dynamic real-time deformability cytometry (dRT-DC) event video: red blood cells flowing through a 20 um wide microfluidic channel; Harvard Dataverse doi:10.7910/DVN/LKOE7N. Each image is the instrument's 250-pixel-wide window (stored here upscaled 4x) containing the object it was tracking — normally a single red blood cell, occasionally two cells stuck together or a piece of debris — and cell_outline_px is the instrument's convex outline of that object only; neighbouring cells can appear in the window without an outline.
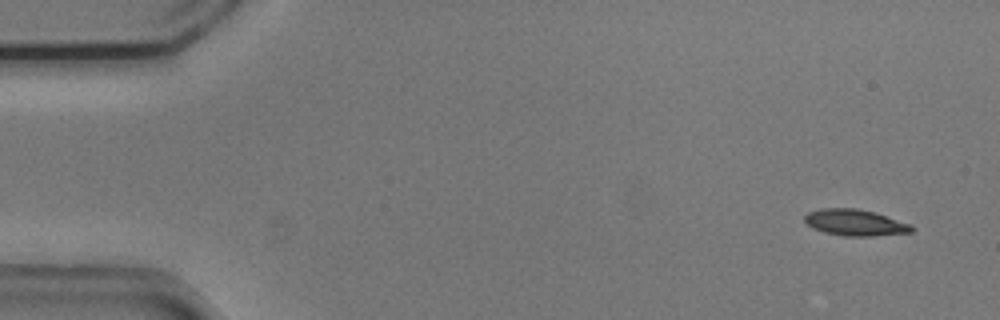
{"species": "common noctule bat (a hibernating species)", "species_latin": "Nyctalus noctula", "temperature_condition": "cold", "stored_images_in_passage": 55, "camera_frame_rate_fps": 3000, "um_per_image_px": 0.085, "animal": {"sex": "male", "body_mass_g": 20.5, "forearm_length_mm": 52.5}, "frame": {"image": 1, "passage_image": 3, "time_ms": 0.667, "image_size_px": [1000, 320], "cell_outline_px": [[916, 228], [912, 232], [872, 236], [844, 236], [824, 232], [812, 228], [804, 220], [804, 216], [808, 212], [820, 208], [856, 208], [876, 212], [912, 224]], "centroid_in_image_um": [72.71, 18.91], "position_along_channel_um": 12.3, "area_um2": 16.65}}
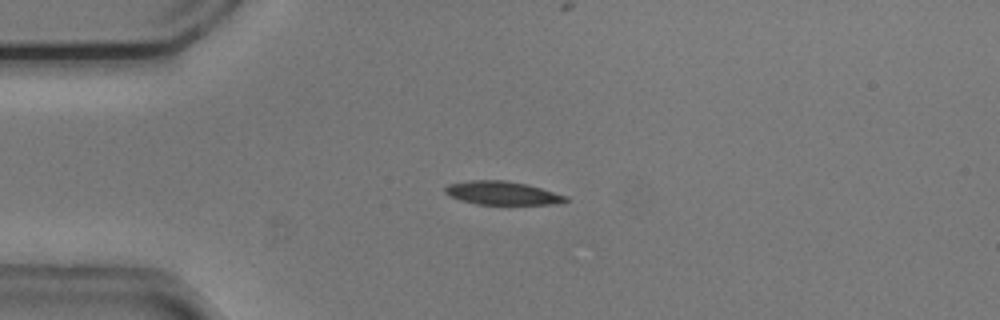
{"frame": {"image": 2, "passage_image": 13, "time_ms": 4.0, "image_size_px": [1000, 320], "cell_outline_px": [[568, 200], [552, 204], [476, 204], [460, 200], [448, 196], [444, 192], [444, 188], [448, 184], [468, 180], [504, 180], [528, 184], [568, 196]], "centroid_in_image_um": [42.64, 16.4], "position_along_channel_um": 42.4, "area_um2": 16.53}}
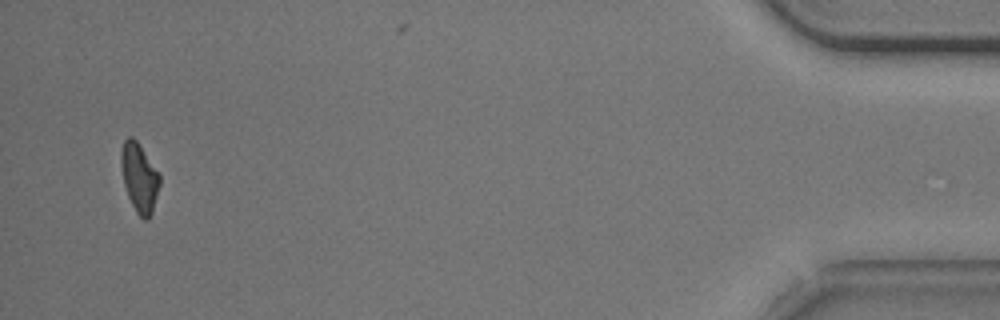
{"frame": {"image": 3, "passage_image": 52, "time_ms": 17.0, "image_size_px": [1000, 320], "cell_outline_px": [[160, 184], [152, 212], [148, 220], [144, 220], [136, 212], [128, 196], [124, 184], [120, 164], [120, 152], [124, 140], [128, 136], [132, 136], [136, 140], [160, 176]], "centroid_in_image_um": [11.82, 15.1], "position_along_channel_um": 423.4, "area_um2": 15.32}, "authors_computed_cell_mechanics": {"area_um2": 16.4152, "velocity_mm_per_s": 3.7361, "shape_relaxation_time_tau1_ms": 2.6158, "shape_relaxation_time_tau2_ms": null, "deformation_change_tau1": 0.103, "deformation_change_tau2": null}}